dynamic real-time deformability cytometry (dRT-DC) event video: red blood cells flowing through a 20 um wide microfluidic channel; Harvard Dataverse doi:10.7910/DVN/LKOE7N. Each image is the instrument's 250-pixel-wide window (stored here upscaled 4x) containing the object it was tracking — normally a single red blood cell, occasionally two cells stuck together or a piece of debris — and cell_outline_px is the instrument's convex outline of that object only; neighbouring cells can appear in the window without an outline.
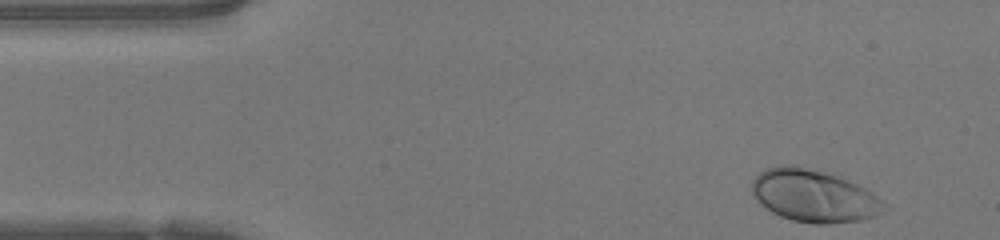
{"species": "human", "species_latin": "Homo sapiens", "temperature_condition": "warm", "stored_images_in_passage": 37, "camera_frame_rate_fps": 3000, "um_per_image_px": 0.085, "donor": {"sex": "female"}, "frame": {"image": 1, "passage_image": 1, "time_ms": 0.0, "image_size_px": [1000, 240], "cell_outline_px": [[884, 212], [860, 220], [828, 224], [812, 224], [792, 220], [780, 216], [772, 212], [760, 204], [756, 200], [752, 192], [752, 180], [760, 172], [768, 168], [780, 164], [796, 164], [828, 172], [856, 184], [872, 192], [884, 200]], "centroid_in_image_um": [69.15, 16.63], "position_along_channel_um": 15.8, "area_um2": 40.63}}
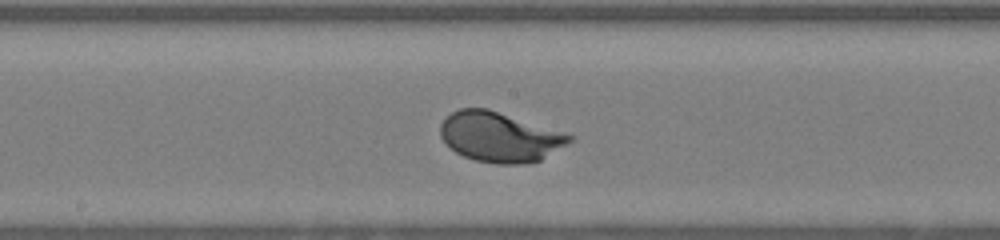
{"frame": {"image": 2, "passage_image": 21, "time_ms": 6.667, "image_size_px": [1000, 240], "cell_outline_px": [[576, 136], [572, 140], [540, 160], [524, 164], [496, 164], [476, 160], [464, 156], [456, 152], [440, 136], [440, 124], [452, 112], [460, 108], [488, 108], [568, 132]], "centroid_in_image_um": [42.52, 11.62], "position_along_channel_um": 205.7, "area_um2": 37.69}}
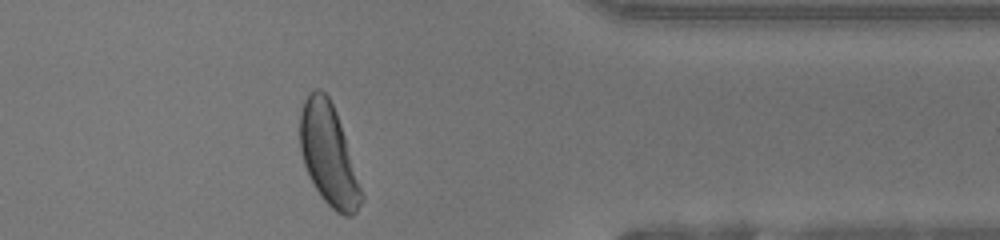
{"frame": {"image": 3, "passage_image": 35, "time_ms": 11.333, "image_size_px": [1000, 240], "cell_outline_px": [[364, 200], [356, 212], [352, 216], [344, 216], [336, 212], [320, 196], [304, 164], [300, 152], [300, 112], [304, 100], [316, 88], [320, 88], [328, 96], [336, 112], [364, 196]], "centroid_in_image_um": [27.93, 13.18], "position_along_channel_um": 383.5, "area_um2": 35.66}, "authors_computed_cell_mechanics": {"area_um2": 36.6452, "velocity_mm_per_s": 4.2101, "shape_relaxation_time_tau1_ms": 1.87, "shape_relaxation_time_tau2_ms": null, "deformation_change_tau1": 0.1655, "deformation_change_tau2": null}}